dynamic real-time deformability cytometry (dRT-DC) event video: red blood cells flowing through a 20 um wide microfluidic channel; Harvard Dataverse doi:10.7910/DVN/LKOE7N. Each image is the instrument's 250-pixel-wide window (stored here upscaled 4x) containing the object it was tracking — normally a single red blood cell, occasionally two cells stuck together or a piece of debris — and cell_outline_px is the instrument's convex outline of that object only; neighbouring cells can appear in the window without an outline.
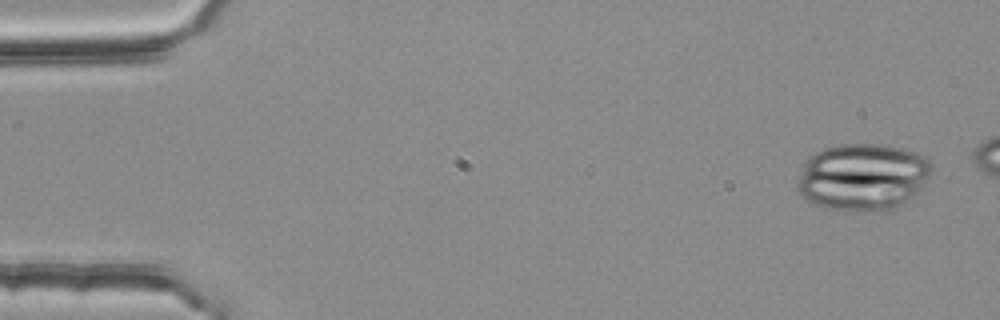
{"species": "common noctule bat (a hibernating species)", "species_latin": "Nyctalus noctula", "temperature_condition": "room temperature", "stored_images_in_passage": 4, "camera_frame_rate_fps": 3000, "um_per_image_px": 0.085, "animal": {"sex": "female", "body_mass_g": 25.1}, "frame": {"image": 1, "passage_image": 1, "time_ms": 0.0, "image_size_px": [1000, 320], "cell_outline_px": [[932, 168], [928, 176], [916, 192], [904, 204], [896, 208], [884, 212], [828, 208], [816, 204], [808, 200], [796, 188], [796, 184], [804, 164], [816, 152], [824, 148], [840, 144], [876, 144], [900, 148], [916, 152], [924, 156], [932, 164]], "centroid_in_image_um": [73.34, 15.04], "position_along_channel_um": 11.7, "area_um2": 51.96}}